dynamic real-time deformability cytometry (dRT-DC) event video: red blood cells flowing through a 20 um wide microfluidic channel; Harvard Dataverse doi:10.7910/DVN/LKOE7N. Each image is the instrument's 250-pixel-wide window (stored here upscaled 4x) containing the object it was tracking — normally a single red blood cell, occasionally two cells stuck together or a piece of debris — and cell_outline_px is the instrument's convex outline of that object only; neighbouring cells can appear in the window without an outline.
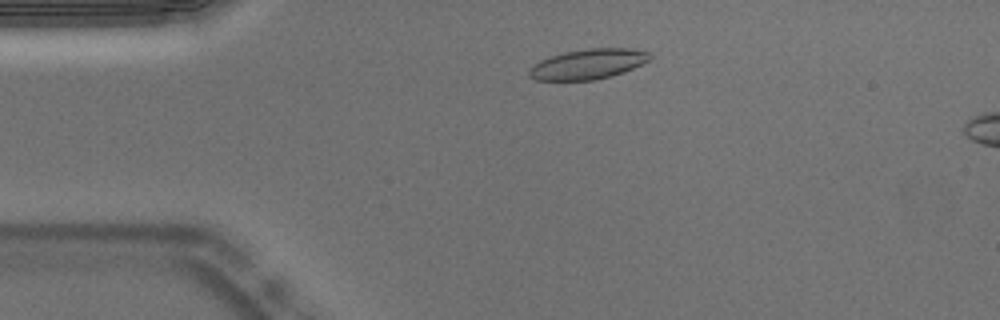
{"species": "Egyptian fruit bat (a non-hibernating species)", "species_latin": "Rousettus aegyptiacus", "temperature_condition": "warm", "stored_images_in_passage": 11, "camera_frame_rate_fps": 3000, "um_per_image_px": 0.085, "animal": {"sex": "male"}, "frame": {"image": 1, "passage_image": 7, "time_ms": 2.0, "image_size_px": [1000, 320], "cell_outline_px": [[652, 56], [648, 60], [632, 68], [596, 80], [536, 80], [528, 76], [528, 68], [532, 64], [540, 60], [564, 52], [588, 48], [628, 48], [648, 52]], "centroid_in_image_um": [49.91, 5.44], "position_along_channel_um": 35.1, "area_um2": 20.98}}